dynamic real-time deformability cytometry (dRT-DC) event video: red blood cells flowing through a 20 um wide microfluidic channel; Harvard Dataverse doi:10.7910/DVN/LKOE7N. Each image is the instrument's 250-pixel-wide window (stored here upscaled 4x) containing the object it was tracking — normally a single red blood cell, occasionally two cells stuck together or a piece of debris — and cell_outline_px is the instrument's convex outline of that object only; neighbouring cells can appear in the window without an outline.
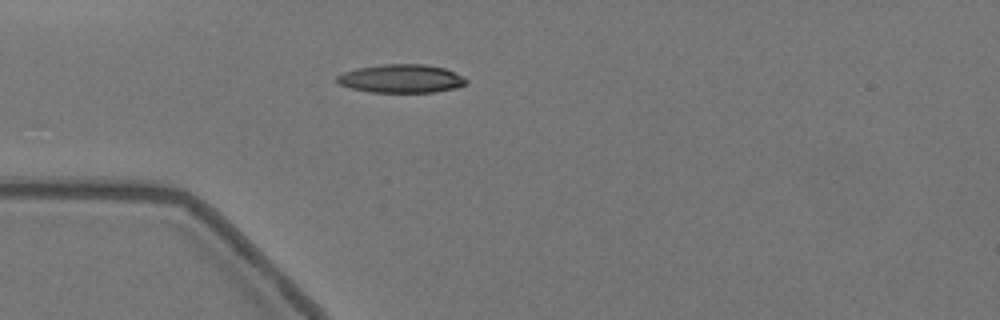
{"species": "Egyptian fruit bat (a non-hibernating species)", "species_latin": "Rousettus aegyptiacus", "temperature_condition": "warm", "stored_images_in_passage": 3, "camera_frame_rate_fps": 3000, "um_per_image_px": 0.085, "animal": {"sex": "female"}, "frame": {"image": 1, "passage_image": 1, "time_ms": 0.0, "image_size_px": [1000, 320], "cell_outline_px": [[468, 80], [464, 84], [456, 88], [432, 92], [372, 92], [352, 88], [340, 84], [336, 80], [336, 76], [344, 72], [356, 68], [384, 64], [424, 64], [444, 68], [464, 76]], "centroid_in_image_um": [34.11, 6.67], "position_along_channel_um": 50.9, "area_um2": 21.27}}